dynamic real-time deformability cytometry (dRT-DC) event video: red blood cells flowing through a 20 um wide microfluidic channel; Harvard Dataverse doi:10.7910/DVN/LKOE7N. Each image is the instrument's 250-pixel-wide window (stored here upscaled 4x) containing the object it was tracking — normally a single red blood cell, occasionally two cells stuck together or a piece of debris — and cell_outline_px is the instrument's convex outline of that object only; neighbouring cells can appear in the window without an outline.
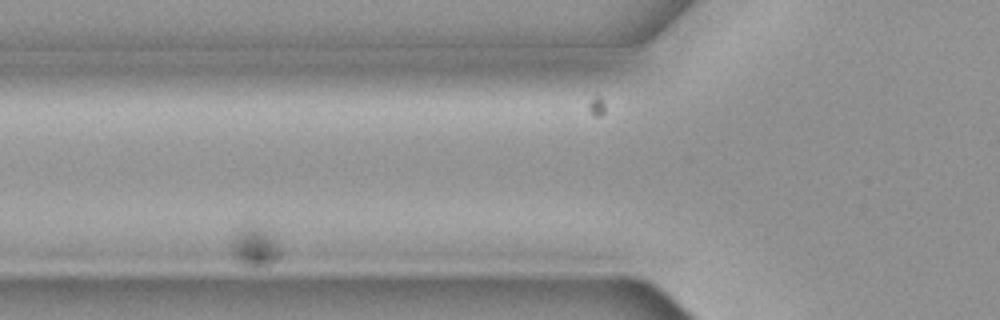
{"species": "common noctule bat (a hibernating species)", "species_latin": "Nyctalus noctula", "temperature_condition": "cold", "stored_images_in_passage": 8, "camera_frame_rate_fps": 3000, "um_per_image_px": 0.085, "animal": {"sex": "female", "body_mass_g": 19.3, "forearm_length_mm": 54.1}, "frame": {"image": 1, "passage_image": 2, "time_ms": 0.333, "image_size_px": [1000, 320], "cell_outline_px": [[280, 260], [272, 264], [260, 268], [248, 268], [240, 264], [232, 248], [232, 236], [248, 228], [268, 228], [280, 248]], "centroid_in_image_um": [21.75, 21.07], "position_along_channel_um": 104.1, "area_um2": 11.21}}
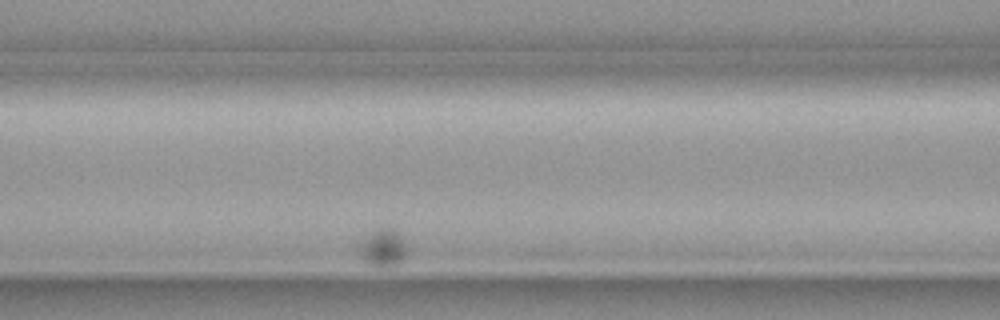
{"frame": {"image": 2, "passage_image": 3, "time_ms": 0.667, "image_size_px": [1000, 320], "cell_outline_px": [[404, 256], [392, 268], [372, 268], [364, 264], [360, 256], [360, 244], [376, 228], [392, 228], [404, 240]], "centroid_in_image_um": [32.5, 21.14], "position_along_channel_um": 134.1, "area_um2": 10.4}}